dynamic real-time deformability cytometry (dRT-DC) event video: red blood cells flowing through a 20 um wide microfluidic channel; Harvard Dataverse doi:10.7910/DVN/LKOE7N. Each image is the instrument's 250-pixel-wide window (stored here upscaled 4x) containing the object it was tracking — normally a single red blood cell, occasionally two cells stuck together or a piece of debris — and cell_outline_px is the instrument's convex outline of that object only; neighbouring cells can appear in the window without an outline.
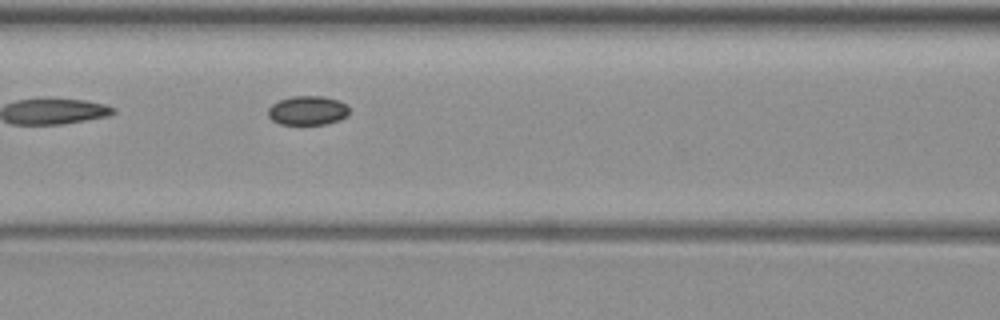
{"species": "common noctule bat (a hibernating species)", "species_latin": "Nyctalus noctula", "temperature_condition": "warm", "stored_images_in_passage": 6, "camera_frame_rate_fps": 3000, "um_per_image_px": 0.085, "animal": {"sex": "female", "body_mass_g": 19.3, "forearm_length_mm": 54.1}, "frame": {"image": 1, "passage_image": 6, "time_ms": 6.0, "image_size_px": [1000, 320], "cell_outline_px": [[348, 116], [340, 120], [324, 124], [280, 124], [272, 120], [268, 116], [268, 108], [272, 104], [280, 100], [292, 96], [324, 96], [340, 100], [348, 108]], "centroid_in_image_um": [26.15, 9.39], "position_along_channel_um": 140.5, "area_um2": 13.81}}